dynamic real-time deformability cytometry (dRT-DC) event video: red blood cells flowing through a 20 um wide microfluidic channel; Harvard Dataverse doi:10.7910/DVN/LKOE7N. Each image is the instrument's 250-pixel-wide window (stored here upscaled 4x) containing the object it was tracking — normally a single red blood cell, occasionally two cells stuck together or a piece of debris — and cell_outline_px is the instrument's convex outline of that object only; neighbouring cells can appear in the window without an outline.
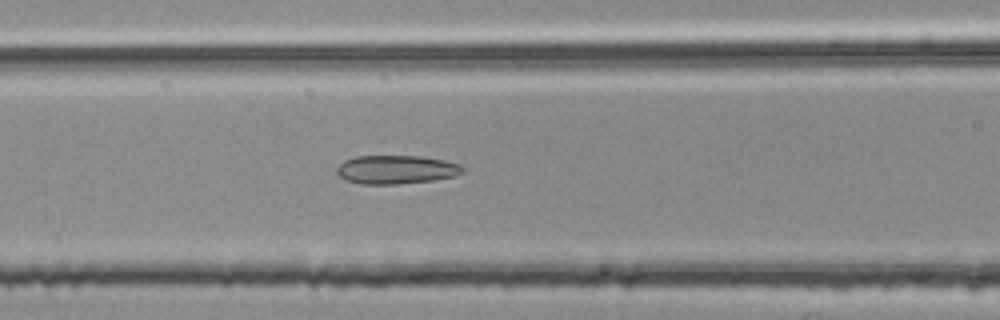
{"species": "common noctule bat (a hibernating species)", "species_latin": "Nyctalus noctula", "temperature_condition": "room temperature", "stored_images_in_passage": 32, "camera_frame_rate_fps": 3000, "um_per_image_px": 0.085, "animal": {"sex": "female", "body_mass_g": 25.1}, "frame": {"image": 1, "passage_image": 11, "time_ms": 3.333, "image_size_px": [1000, 320], "cell_outline_px": [[464, 172], [456, 176], [432, 180], [396, 184], [360, 184], [348, 180], [340, 176], [336, 172], [336, 168], [344, 160], [356, 156], [420, 156], [444, 160], [460, 164], [464, 168]], "centroid_in_image_um": [33.69, 14.41], "position_along_channel_um": 132.9, "area_um2": 20.98}}
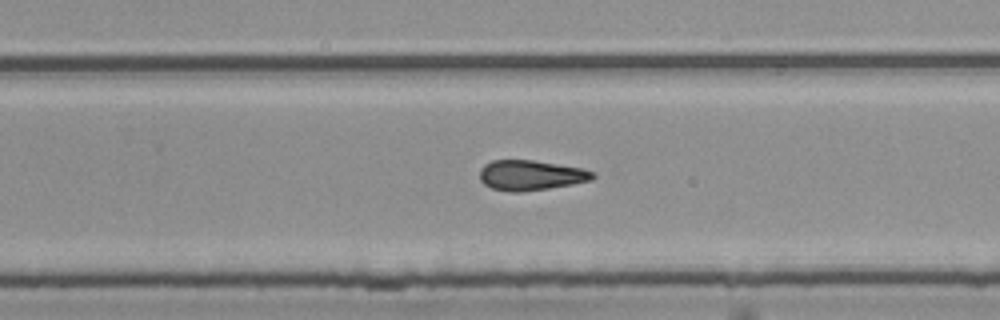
{"frame": {"image": 2, "passage_image": 23, "time_ms": 7.333, "image_size_px": [1000, 320], "cell_outline_px": [[596, 176], [592, 180], [572, 184], [548, 188], [520, 192], [508, 192], [492, 188], [484, 184], [480, 180], [480, 168], [484, 164], [492, 160], [532, 160], [584, 168], [592, 172]], "centroid_in_image_um": [45.1, 14.89], "position_along_channel_um": 284.7, "area_um2": 19.88}}
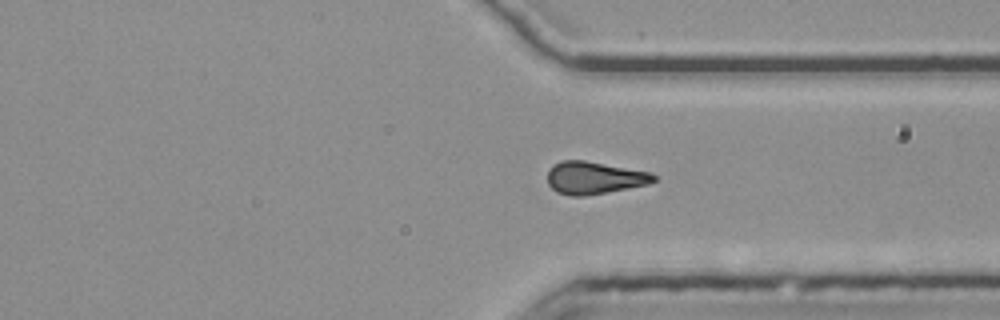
{"frame": {"image": 3, "passage_image": 29, "time_ms": 9.333, "image_size_px": [1000, 320], "cell_outline_px": [[656, 180], [648, 184], [584, 196], [572, 196], [556, 192], [548, 184], [548, 172], [552, 164], [560, 160], [584, 160], [648, 172], [656, 176]], "centroid_in_image_um": [50.45, 15.11], "position_along_channel_um": 360.9, "area_um2": 19.88}}